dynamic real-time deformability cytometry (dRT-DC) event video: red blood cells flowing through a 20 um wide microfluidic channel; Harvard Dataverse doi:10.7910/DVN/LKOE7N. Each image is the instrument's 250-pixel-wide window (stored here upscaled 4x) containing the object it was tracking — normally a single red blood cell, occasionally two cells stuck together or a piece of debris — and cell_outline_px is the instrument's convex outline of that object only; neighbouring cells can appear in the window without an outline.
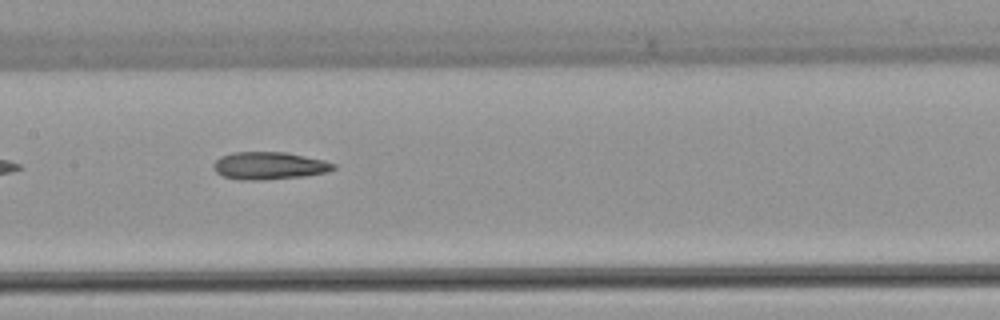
{"species": "common noctule bat (a hibernating species)", "species_latin": "Nyctalus noctula", "temperature_condition": "warm", "stored_images_in_passage": 5, "camera_frame_rate_fps": 3000, "um_per_image_px": 0.085, "animal": {"sex": "female", "body_mass_g": 22.7, "forearm_length_mm": 54.2}, "frame": {"image": 1, "passage_image": 4, "time_ms": 4.333, "image_size_px": [1000, 320], "cell_outline_px": [[336, 168], [328, 172], [304, 176], [256, 180], [240, 180], [224, 176], [216, 172], [212, 168], [212, 164], [220, 156], [232, 152], [288, 152], [324, 160], [336, 164]], "centroid_in_image_um": [22.88, 14.07], "position_along_channel_um": 184.5, "area_um2": 19.36}}
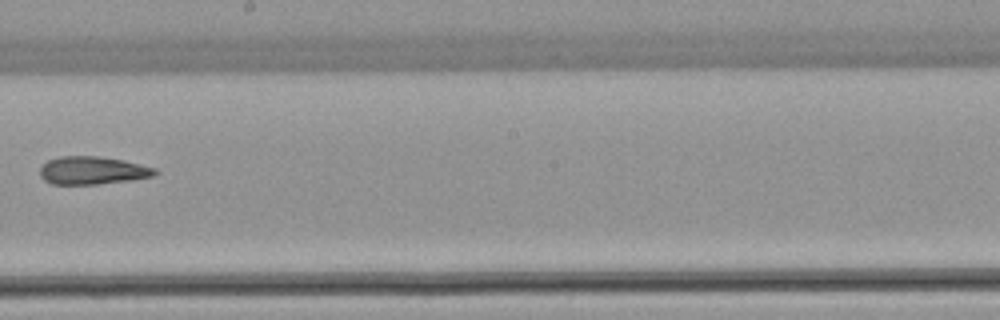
{"frame": {"image": 2, "passage_image": 5, "time_ms": 5.667, "image_size_px": [1000, 320], "cell_outline_px": [[160, 172], [152, 176], [132, 180], [96, 184], [52, 184], [44, 180], [40, 176], [40, 168], [48, 160], [60, 156], [100, 156], [120, 160], [156, 168]], "centroid_in_image_um": [7.85, 14.49], "position_along_channel_um": 240.3, "area_um2": 18.61}}